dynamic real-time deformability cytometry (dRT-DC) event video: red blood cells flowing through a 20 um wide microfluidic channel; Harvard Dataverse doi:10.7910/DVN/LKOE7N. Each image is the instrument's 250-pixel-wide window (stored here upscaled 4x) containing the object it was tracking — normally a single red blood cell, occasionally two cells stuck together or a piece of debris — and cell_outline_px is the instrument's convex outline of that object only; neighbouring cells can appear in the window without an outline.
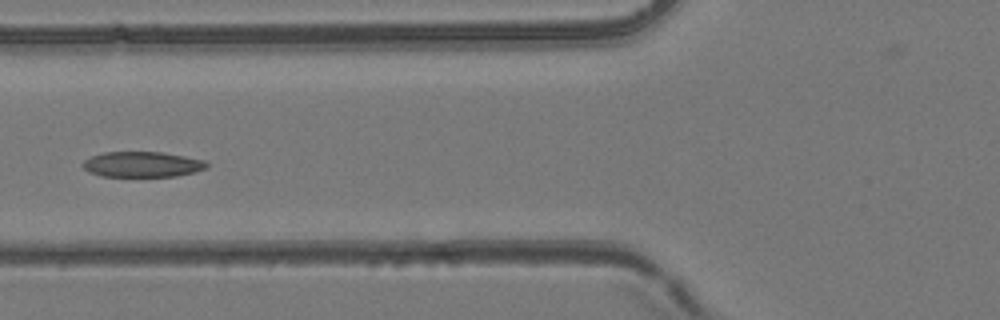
{"species": "common noctule bat (a hibernating species)", "species_latin": "Nyctalus noctula", "temperature_condition": "room temperature", "stored_images_in_passage": 7, "camera_frame_rate_fps": 3000, "um_per_image_px": 0.085, "animal": {"sex": "female", "body_mass_g": 24.6, "forearm_length_mm": 56.2}, "frame": {"image": 1, "passage_image": 7, "time_ms": 2.0, "image_size_px": [1000, 320], "cell_outline_px": [[208, 168], [176, 176], [100, 176], [88, 172], [80, 164], [84, 160], [92, 156], [104, 152], [164, 152], [204, 160], [208, 164]], "centroid_in_image_um": [12.06, 13.97], "position_along_channel_um": 113.7, "area_um2": 18.38}}